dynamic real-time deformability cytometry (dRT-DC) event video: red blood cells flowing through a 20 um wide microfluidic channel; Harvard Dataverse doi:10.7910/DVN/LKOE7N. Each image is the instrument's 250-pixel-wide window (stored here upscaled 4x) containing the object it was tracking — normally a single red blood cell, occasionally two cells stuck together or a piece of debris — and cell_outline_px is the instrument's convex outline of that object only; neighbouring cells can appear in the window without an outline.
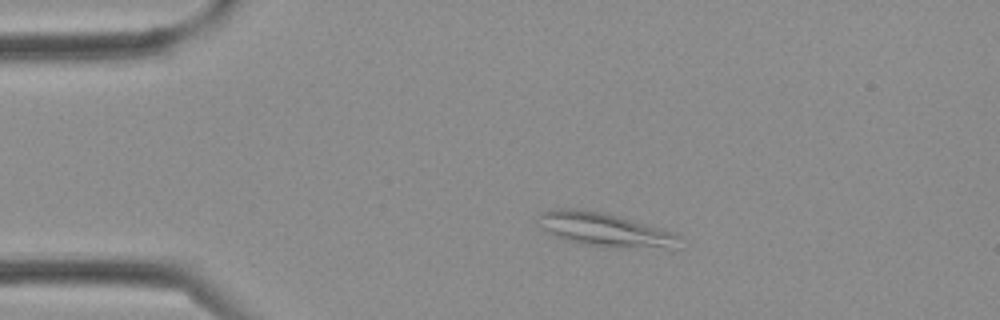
{"species": "Egyptian fruit bat (a non-hibernating species)", "species_latin": "Rousettus aegyptiacus", "temperature_condition": "cold", "stored_images_in_passage": 2, "camera_frame_rate_fps": 3000, "um_per_image_px": 0.085, "frame": {"image": 1, "passage_image": 1, "time_ms": 0.0, "image_size_px": [1000, 320], "cell_outline_px": [[680, 236], [676, 248], [616, 248], [584, 244], [564, 240], [548, 232], [544, 228], [536, 216], [540, 212], [556, 208], [580, 208], [604, 212], [620, 216], [672, 232]], "centroid_in_image_um": [51.38, 19.51], "position_along_channel_um": 33.6, "area_um2": 27.74}}